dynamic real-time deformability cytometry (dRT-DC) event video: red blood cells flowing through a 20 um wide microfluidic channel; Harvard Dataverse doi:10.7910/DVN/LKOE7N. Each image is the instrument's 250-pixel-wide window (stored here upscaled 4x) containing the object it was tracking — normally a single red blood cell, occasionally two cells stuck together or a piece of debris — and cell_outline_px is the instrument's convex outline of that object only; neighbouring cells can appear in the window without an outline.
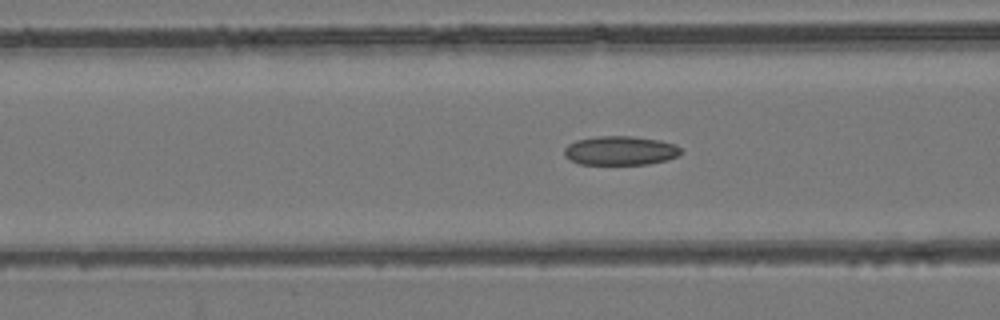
{"species": "common noctule bat (a hibernating species)", "species_latin": "Nyctalus noctula", "temperature_condition": "room temperature", "stored_images_in_passage": 43, "camera_frame_rate_fps": 3000, "um_per_image_px": 0.085, "animal": {"sex": "female", "body_mass_g": 24.6, "forearm_length_mm": 56.2}, "frame": {"image": 1, "passage_image": 15, "time_ms": 4.667, "image_size_px": [1000, 320], "cell_outline_px": [[680, 156], [668, 160], [648, 164], [580, 164], [564, 156], [564, 148], [568, 144], [576, 140], [600, 136], [632, 136], [660, 140], [676, 144], [680, 148]], "centroid_in_image_um": [52.75, 12.8], "position_along_channel_um": 113.8, "area_um2": 19.83}}
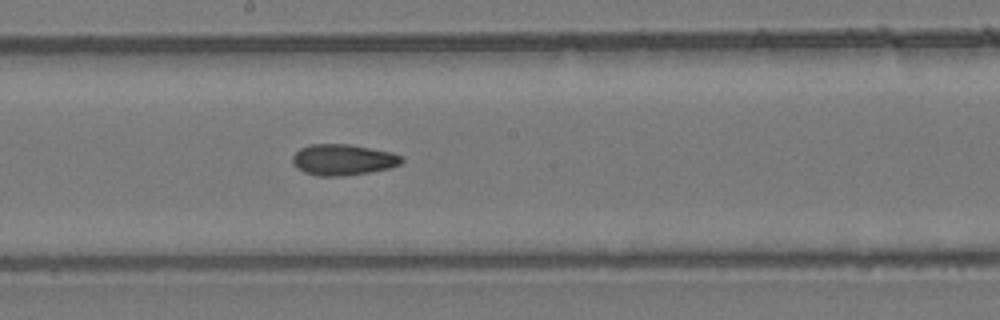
{"frame": {"image": 2, "passage_image": 23, "time_ms": 7.333, "image_size_px": [1000, 320], "cell_outline_px": [[404, 160], [400, 164], [392, 168], [344, 176], [316, 176], [304, 172], [296, 168], [292, 160], [292, 156], [300, 148], [308, 144], [348, 144], [392, 152], [404, 156]], "centroid_in_image_um": [29.16, 13.58], "position_along_channel_um": 219.0, "area_um2": 19.94}}
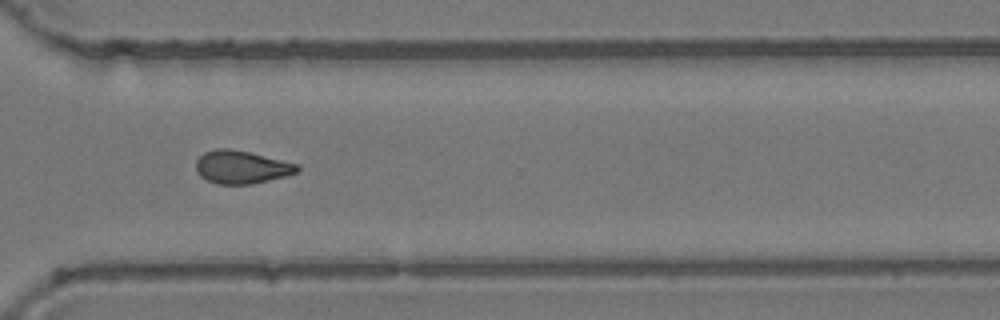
{"frame": {"image": 3, "passage_image": 33, "time_ms": 10.667, "image_size_px": [1000, 320], "cell_outline_px": [[300, 168], [296, 172], [288, 176], [252, 184], [216, 184], [200, 176], [196, 172], [196, 160], [204, 152], [216, 148], [232, 148], [300, 164]], "centroid_in_image_um": [20.53, 14.2], "position_along_channel_um": 350.1, "area_um2": 19.71}, "authors_computed_cell_mechanics": {"area_um2": 19.7098, "velocity_mm_per_s": 3.9406, "shape_relaxation_time_tau1_ms": null, "shape_relaxation_time_tau2_ms": 2.2276, "deformation_change_tau1": null, "deformation_change_tau2": 0.0764}}